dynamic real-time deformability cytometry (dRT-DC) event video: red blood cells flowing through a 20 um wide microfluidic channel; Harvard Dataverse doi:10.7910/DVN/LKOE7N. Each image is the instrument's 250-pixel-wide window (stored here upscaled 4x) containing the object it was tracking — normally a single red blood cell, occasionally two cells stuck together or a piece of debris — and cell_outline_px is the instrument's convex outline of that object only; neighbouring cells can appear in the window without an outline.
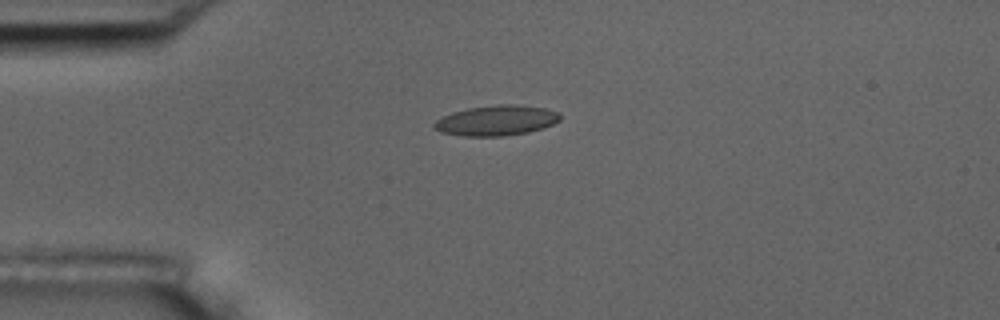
{"species": "common noctule bat (a hibernating species)", "species_latin": "Nyctalus noctula", "temperature_condition": "room temperature", "stored_images_in_passage": 4, "camera_frame_rate_fps": 3000, "um_per_image_px": 0.085, "animal": {"sex": "male", "body_mass_g": 17.5, "forearm_length_mm": 52.3}, "frame": {"image": 1, "passage_image": 4, "time_ms": 3.333, "image_size_px": [1000, 320], "cell_outline_px": [[560, 120], [544, 128], [528, 132], [504, 136], [464, 136], [440, 132], [432, 128], [432, 124], [436, 120], [452, 112], [468, 108], [496, 104], [516, 104], [544, 108], [556, 112], [560, 116]], "centroid_in_image_um": [42.16, 10.24], "position_along_channel_um": 42.8, "area_um2": 22.25}}